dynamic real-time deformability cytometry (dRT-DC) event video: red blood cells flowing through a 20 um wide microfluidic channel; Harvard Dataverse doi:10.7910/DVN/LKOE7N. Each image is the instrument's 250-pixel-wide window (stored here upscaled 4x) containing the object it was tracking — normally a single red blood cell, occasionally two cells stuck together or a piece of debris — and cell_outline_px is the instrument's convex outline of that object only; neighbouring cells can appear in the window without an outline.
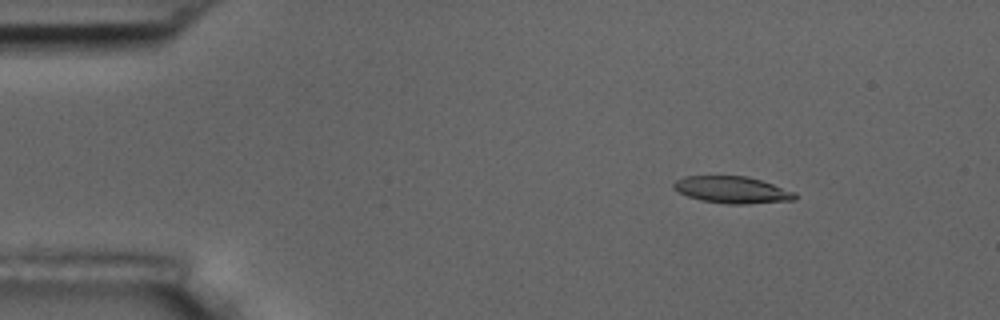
{"species": "common noctule bat (a hibernating species)", "species_latin": "Nyctalus noctula", "temperature_condition": "room temperature", "stored_images_in_passage": 5, "camera_frame_rate_fps": 3000, "um_per_image_px": 0.085, "animal": {"sex": "male", "body_mass_g": 17.5, "forearm_length_mm": 52.3}, "frame": {"image": 1, "passage_image": 3, "time_ms": 2.333, "image_size_px": [1000, 320], "cell_outline_px": [[796, 200], [744, 204], [728, 204], [700, 200], [688, 196], [672, 188], [672, 184], [676, 180], [684, 176], [748, 176], [796, 192]], "centroid_in_image_um": [62.22, 16.13], "position_along_channel_um": 22.8, "area_um2": 18.96}}
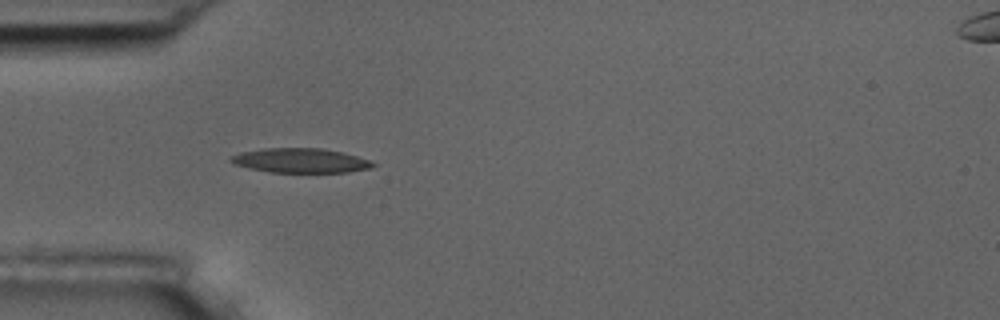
{"frame": {"image": 2, "passage_image": 5, "time_ms": 5.333, "image_size_px": [1000, 320], "cell_outline_px": [[376, 164], [372, 168], [348, 172], [272, 172], [248, 168], [236, 164], [228, 160], [232, 156], [240, 152], [264, 148], [320, 148], [340, 152], [356, 156], [368, 160]], "centroid_in_image_um": [25.53, 13.64], "position_along_channel_um": 59.5, "area_um2": 20.06}}